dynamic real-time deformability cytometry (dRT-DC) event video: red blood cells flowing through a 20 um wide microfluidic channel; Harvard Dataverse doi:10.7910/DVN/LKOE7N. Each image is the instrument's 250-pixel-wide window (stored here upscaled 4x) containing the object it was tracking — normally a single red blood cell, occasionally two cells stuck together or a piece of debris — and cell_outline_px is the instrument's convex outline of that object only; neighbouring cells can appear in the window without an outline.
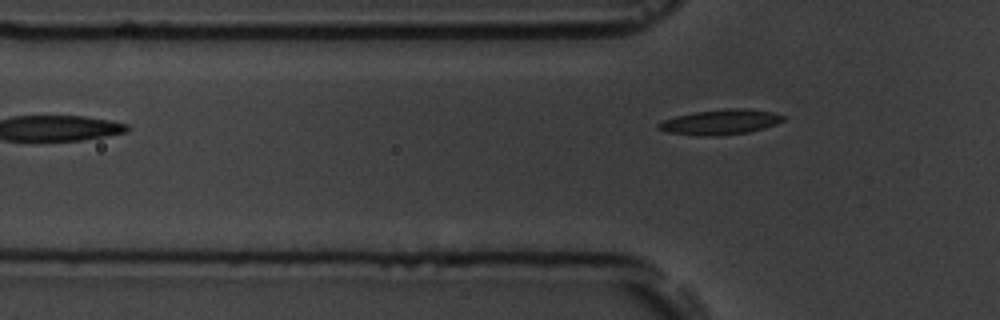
{"species": "common noctule bat (a hibernating species)", "species_latin": "Nyctalus noctula", "temperature_condition": "room temperature", "stored_images_in_passage": 2, "camera_frame_rate_fps": 3000, "um_per_image_px": 0.085, "animal": {"sex": "male", "body_mass_g": 19.5, "forearm_length_mm": 54.6}, "frame": {"image": 1, "passage_image": 2, "time_ms": 1.333, "image_size_px": [1000, 320], "cell_outline_px": [[784, 120], [776, 124], [764, 128], [748, 132], [716, 136], [700, 136], [668, 132], [656, 128], [656, 124], [664, 120], [676, 116], [692, 112], [728, 108], [744, 108], [772, 112], [784, 116]], "centroid_in_image_um": [61.21, 10.37], "position_along_channel_um": 64.6, "area_um2": 18.26}}